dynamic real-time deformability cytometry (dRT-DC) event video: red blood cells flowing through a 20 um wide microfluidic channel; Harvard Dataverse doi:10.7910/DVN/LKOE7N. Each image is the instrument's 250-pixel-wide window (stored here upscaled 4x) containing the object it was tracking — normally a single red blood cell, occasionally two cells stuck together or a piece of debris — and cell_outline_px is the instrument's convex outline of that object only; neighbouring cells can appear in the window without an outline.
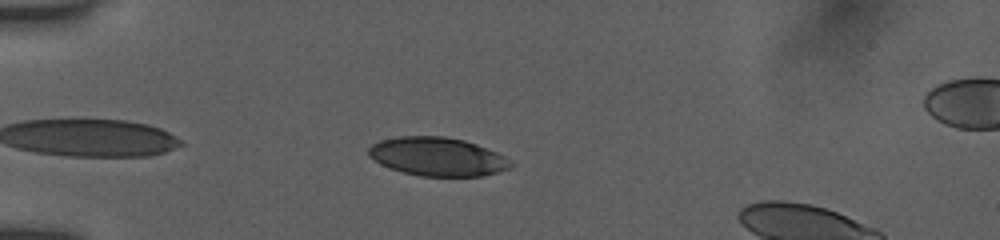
{"species": "human", "species_latin": "Homo sapiens", "temperature_condition": "room temperature", "stored_images_in_passage": 38, "camera_frame_rate_fps": 3000, "um_per_image_px": 0.085, "donor": {"sex": "female"}, "frame": {"image": 1, "passage_image": 7, "time_ms": 2.0, "image_size_px": [1000, 240], "cell_outline_px": [[512, 164], [508, 168], [496, 172], [480, 176], [420, 176], [404, 172], [380, 164], [368, 156], [368, 148], [372, 144], [380, 140], [400, 136], [444, 136], [464, 140], [476, 144], [496, 152], [512, 160]], "centroid_in_image_um": [37.16, 13.3], "position_along_channel_um": 47.8, "area_um2": 31.79}}
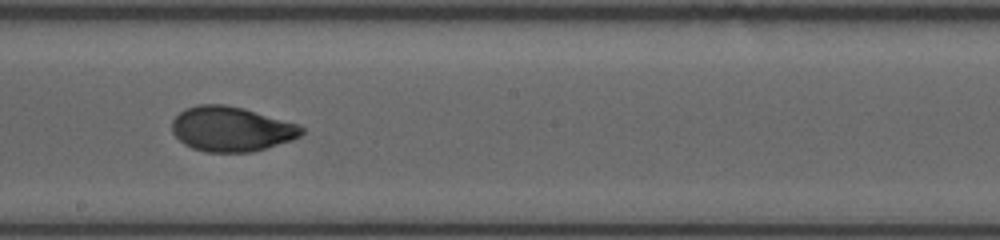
{"frame": {"image": 2, "passage_image": 23, "time_ms": 7.333, "image_size_px": [1000, 240], "cell_outline_px": [[304, 132], [300, 136], [292, 140], [252, 152], [204, 152], [192, 148], [184, 144], [172, 132], [172, 120], [184, 108], [196, 104], [224, 104], [244, 108], [300, 124], [304, 128]], "centroid_in_image_um": [19.67, 10.96], "position_along_channel_um": 228.5, "area_um2": 34.16}}
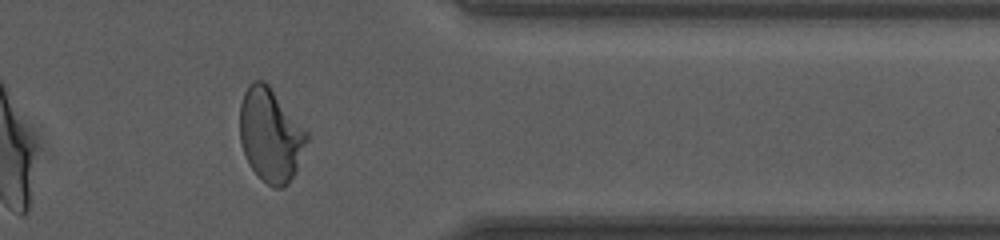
{"frame": {"image": 3, "passage_image": 36, "time_ms": 11.667, "image_size_px": [1000, 240], "cell_outline_px": [[308, 140], [296, 172], [288, 184], [280, 188], [276, 188], [268, 184], [248, 164], [240, 144], [240, 104], [244, 92], [252, 80], [264, 80], [268, 84], [308, 132]], "centroid_in_image_um": [22.99, 11.47], "position_along_channel_um": 388.4, "area_um2": 36.47}, "authors_computed_cell_mechanics": {"area_um2": 33.7552, "velocity_mm_per_s": 3.909, "shape_relaxation_time_tau1_ms": 4.5329, "shape_relaxation_time_tau2_ms": 0.8099, "deformation_change_tau1": 0.1811, "deformation_change_tau2": 0.0484}}